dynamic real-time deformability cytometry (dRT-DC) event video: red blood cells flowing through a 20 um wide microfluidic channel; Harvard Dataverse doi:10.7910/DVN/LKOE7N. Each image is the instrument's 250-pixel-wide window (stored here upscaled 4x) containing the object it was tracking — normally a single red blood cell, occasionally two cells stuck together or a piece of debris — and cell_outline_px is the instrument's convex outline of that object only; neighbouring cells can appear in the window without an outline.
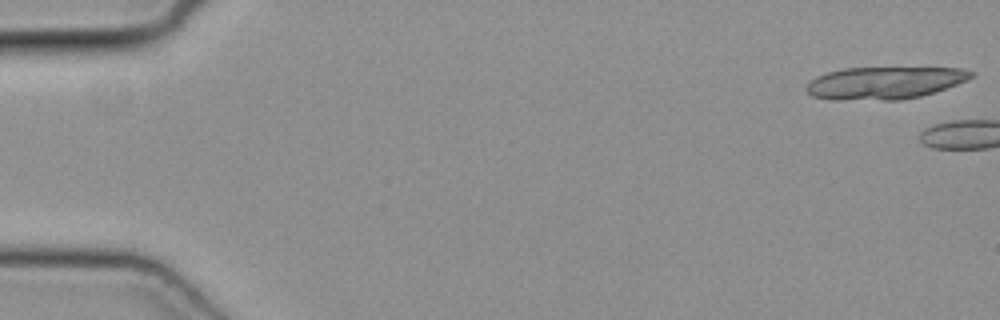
{"species": "common noctule bat (a hibernating species)", "species_latin": "Nyctalus noctula", "temperature_condition": "cold", "stored_images_in_passage": 3, "camera_frame_rate_fps": 3000, "um_per_image_px": 0.085, "animal": {"sex": "female", "body_mass_g": 19.3, "forearm_length_mm": 54.1}, "frame": {"image": 1, "passage_image": 1, "time_ms": 0.0, "image_size_px": [1000, 320], "cell_outline_px": [[976, 76], [968, 80], [936, 92], [920, 96], [900, 100], [832, 100], [812, 96], [804, 88], [816, 76], [828, 72], [844, 68], [960, 68], [976, 72]], "centroid_in_image_um": [75.22, 7.05], "position_along_channel_um": 9.8, "area_um2": 31.33}}